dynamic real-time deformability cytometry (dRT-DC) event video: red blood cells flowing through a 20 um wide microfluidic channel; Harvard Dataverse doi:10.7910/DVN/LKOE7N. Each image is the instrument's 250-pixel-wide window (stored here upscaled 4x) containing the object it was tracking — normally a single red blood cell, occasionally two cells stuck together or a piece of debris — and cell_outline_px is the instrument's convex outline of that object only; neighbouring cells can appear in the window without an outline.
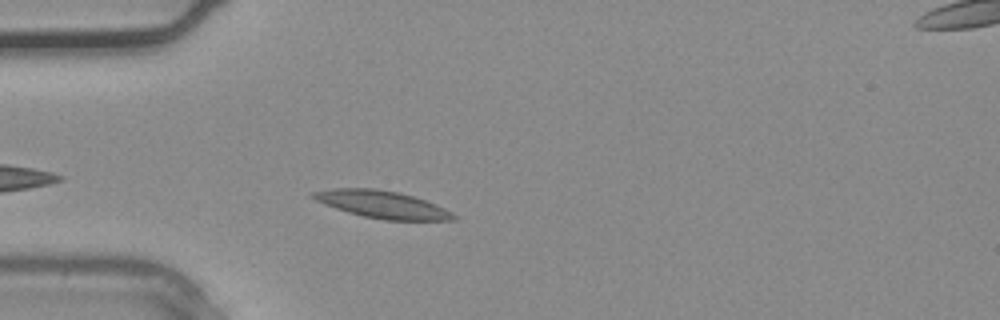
{"species": "common noctule bat (a hibernating species)", "species_latin": "Nyctalus noctula", "temperature_condition": "warm", "stored_images_in_passage": 4, "segment_of_instrument_passage": [1, 2], "camera_frame_rate_fps": 3000, "um_per_image_px": 0.085, "animal": {"sex": "male", "body_mass_g": 20.4}, "frame": {"image": 1, "passage_image": 3, "time_ms": 0.667, "image_size_px": [1000, 320], "cell_outline_px": [[456, 220], [384, 220], [364, 216], [348, 212], [324, 204], [316, 200], [312, 196], [312, 192], [332, 188], [376, 188], [400, 192], [436, 204], [452, 212], [456, 216]], "centroid_in_image_um": [32.5, 17.37], "position_along_channel_um": 52.5, "area_um2": 22.25}}